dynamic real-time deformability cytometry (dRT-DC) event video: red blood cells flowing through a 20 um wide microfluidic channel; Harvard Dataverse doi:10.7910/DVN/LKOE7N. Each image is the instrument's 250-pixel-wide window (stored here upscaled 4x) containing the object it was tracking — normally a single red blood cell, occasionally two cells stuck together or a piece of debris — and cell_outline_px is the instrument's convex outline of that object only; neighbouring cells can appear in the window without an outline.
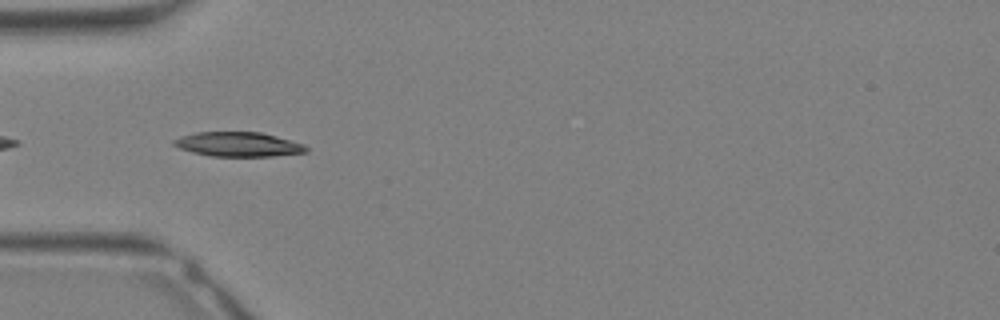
{"species": "Egyptian fruit bat (a non-hibernating species)", "species_latin": "Rousettus aegyptiacus", "temperature_condition": "warm", "stored_images_in_passage": 32, "segment_of_instrument_passage": [2, 2], "camera_frame_rate_fps": 3000, "um_per_image_px": 0.085, "animal": {"sex": "female"}, "frame": {"image": 1, "passage_image": 10, "time_ms": 3.0, "image_size_px": [1000, 320], "cell_outline_px": [[308, 152], [272, 156], [212, 156], [192, 152], [180, 148], [172, 144], [172, 140], [180, 136], [196, 132], [260, 132], [276, 136], [304, 144], [308, 148]], "centroid_in_image_um": [20.24, 12.26], "position_along_channel_um": 64.8, "area_um2": 18.84}}
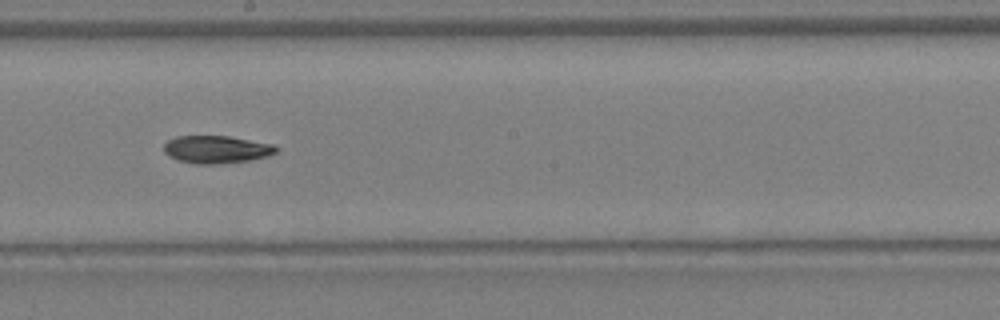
{"frame": {"image": 2, "passage_image": 18, "time_ms": 5.667, "image_size_px": [1000, 320], "cell_outline_px": [[280, 148], [276, 152], [268, 156], [248, 160], [216, 164], [196, 164], [180, 160], [168, 156], [164, 152], [164, 144], [168, 140], [176, 136], [228, 136], [272, 144]], "centroid_in_image_um": [18.39, 12.7], "position_along_channel_um": 229.8, "area_um2": 17.98}}
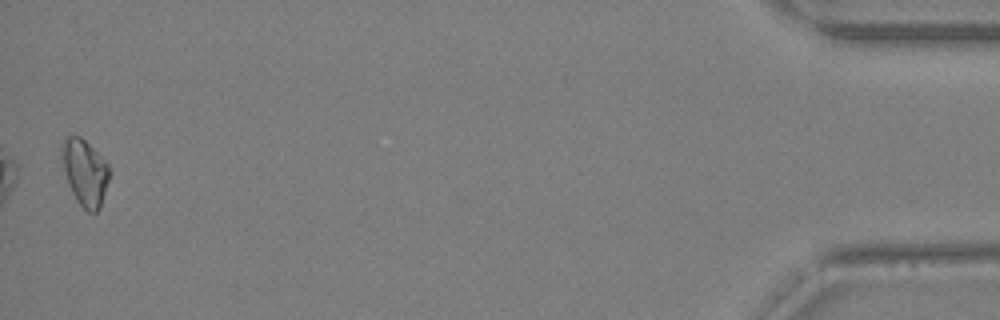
{"frame": {"image": 3, "passage_image": 32, "time_ms": 10.333, "image_size_px": [1000, 320], "cell_outline_px": [[112, 172], [100, 208], [96, 212], [88, 212], [76, 200], [68, 184], [64, 172], [60, 156], [60, 148], [64, 140], [68, 136], [80, 136], [108, 164]], "centroid_in_image_um": [7.22, 14.67], "position_along_channel_um": 428.0, "area_um2": 18.5}}